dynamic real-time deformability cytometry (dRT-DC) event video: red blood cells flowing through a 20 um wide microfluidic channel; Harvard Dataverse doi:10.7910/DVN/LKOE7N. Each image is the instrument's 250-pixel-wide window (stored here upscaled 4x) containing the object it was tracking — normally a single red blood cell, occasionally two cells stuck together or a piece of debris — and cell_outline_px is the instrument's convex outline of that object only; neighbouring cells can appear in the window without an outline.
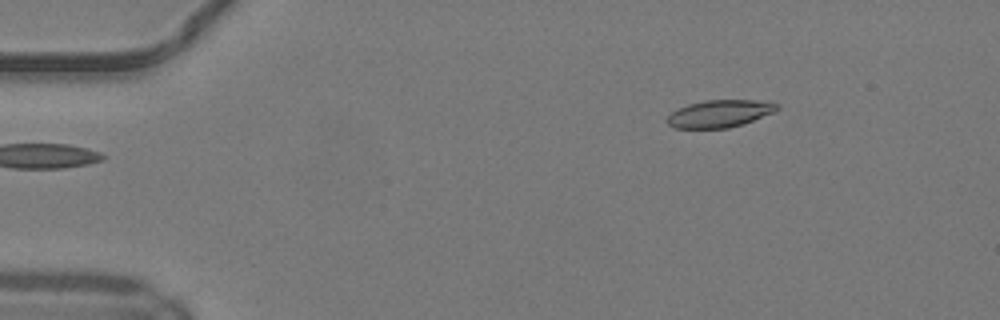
{"species": "common noctule bat (a hibernating species)", "species_latin": "Nyctalus noctula", "temperature_condition": "warm", "stored_images_in_passage": 43, "camera_frame_rate_fps": 3000, "um_per_image_px": 0.085, "animal": {"sex": "male", "body_mass_g": 19.2, "forearm_length_mm": 51.8}, "frame": {"image": 1, "passage_image": 1, "time_ms": 0.0, "image_size_px": [1000, 320], "cell_outline_px": [[780, 108], [776, 112], [744, 124], [728, 128], [676, 128], [668, 124], [668, 116], [672, 112], [688, 104], [704, 100], [756, 100], [780, 104]], "centroid_in_image_um": [61.24, 9.65], "position_along_channel_um": 23.8, "area_um2": 17.57}}
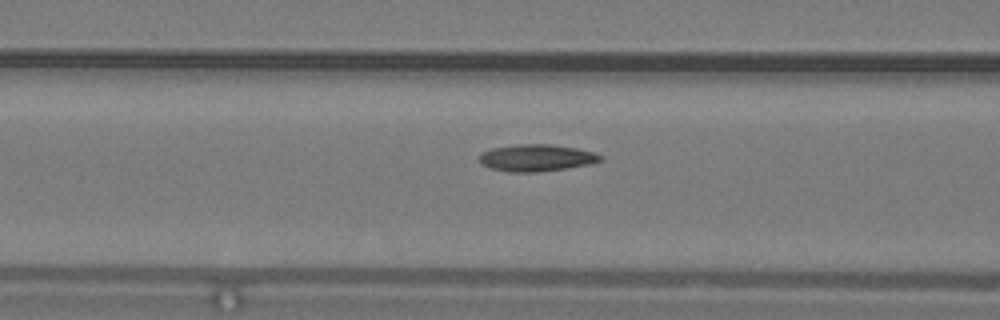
{"frame": {"image": 2, "passage_image": 14, "time_ms": 4.333, "image_size_px": [1000, 320], "cell_outline_px": [[604, 160], [592, 164], [540, 172], [508, 172], [492, 168], [480, 164], [480, 156], [484, 152], [492, 148], [516, 144], [552, 144], [576, 148], [592, 152], [604, 156]], "centroid_in_image_um": [45.65, 13.42], "position_along_channel_um": 121.0, "area_um2": 19.07}}
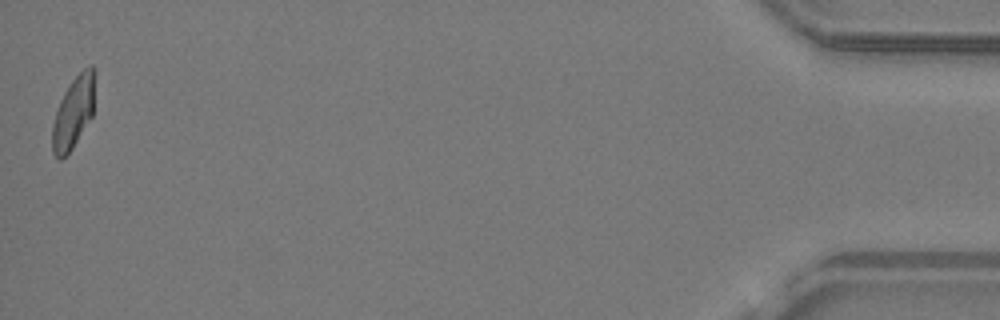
{"frame": {"image": 3, "passage_image": 43, "time_ms": 14.0, "image_size_px": [1000, 320], "cell_outline_px": [[96, 72], [92, 116], [72, 148], [60, 160], [52, 152], [52, 128], [56, 112], [60, 100], [64, 92], [72, 80], [84, 68], [92, 64], [96, 68]], "centroid_in_image_um": [6.27, 9.49], "position_along_channel_um": 428.9, "area_um2": 17.74}, "authors_computed_cell_mechanics": {"area_um2": 18.207, "velocity_mm_per_s": 4.1715, "shape_relaxation_time_tau1_ms": 7.5039, "shape_relaxation_time_tau2_ms": 2.2807, "deformation_change_tau1": 0.2119, "deformation_change_tau2": 0.0826}}